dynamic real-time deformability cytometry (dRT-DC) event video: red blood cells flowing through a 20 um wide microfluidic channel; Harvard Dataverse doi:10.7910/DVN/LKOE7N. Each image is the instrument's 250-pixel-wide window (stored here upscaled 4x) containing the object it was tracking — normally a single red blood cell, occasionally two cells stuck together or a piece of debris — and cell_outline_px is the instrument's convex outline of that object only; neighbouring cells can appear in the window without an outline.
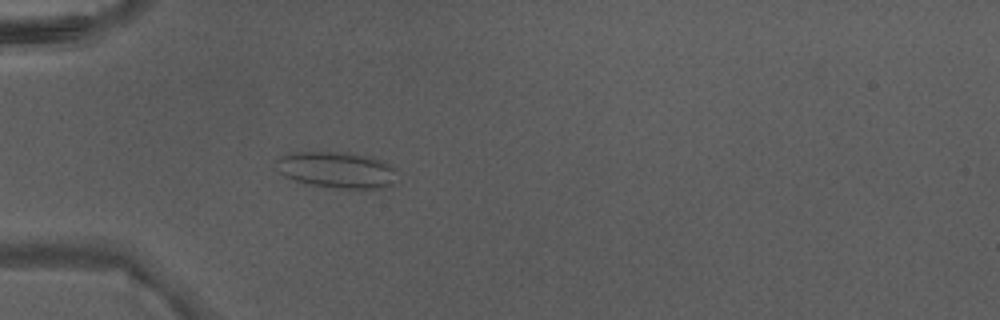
{"species": "Egyptian fruit bat (a non-hibernating species)", "species_latin": "Rousettus aegyptiacus", "temperature_condition": "warm", "stored_images_in_passage": 41, "camera_frame_rate_fps": 3000, "um_per_image_px": 0.085, "animal": {"sex": "male"}, "frame": {"image": 1, "passage_image": 15, "time_ms": 4.667, "image_size_px": [1000, 320], "cell_outline_px": [[396, 184], [384, 188], [360, 192], [312, 184], [296, 180], [284, 176], [280, 172], [276, 160], [280, 156], [296, 152], [348, 152], [372, 156], [392, 164], [396, 168]], "centroid_in_image_um": [28.78, 14.47], "position_along_channel_um": 56.2, "area_um2": 26.47}}
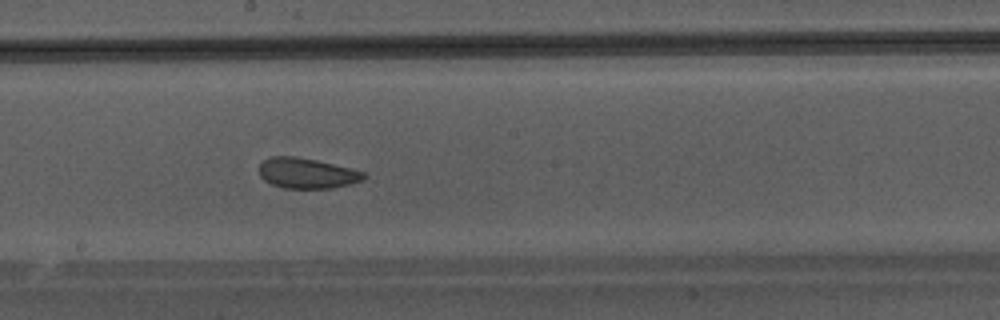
{"frame": {"image": 2, "passage_image": 27, "time_ms": 8.667, "image_size_px": [1000, 320], "cell_outline_px": [[368, 176], [364, 180], [332, 188], [284, 188], [272, 184], [264, 180], [260, 176], [260, 164], [264, 160], [272, 156], [296, 156], [316, 160], [352, 168], [364, 172]], "centroid_in_image_um": [26.11, 14.72], "position_along_channel_um": 222.1, "area_um2": 18.55}}
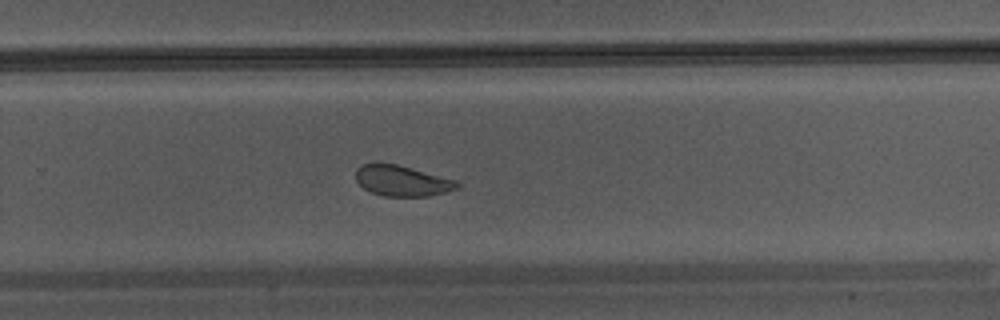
{"frame": {"image": 3, "passage_image": 32, "time_ms": 10.333, "image_size_px": [1000, 320], "cell_outline_px": [[460, 188], [448, 192], [428, 196], [384, 196], [372, 192], [364, 188], [356, 180], [356, 168], [360, 164], [376, 160], [396, 164], [412, 168], [456, 180], [460, 184]], "centroid_in_image_um": [34.15, 15.33], "position_along_channel_um": 295.7, "area_um2": 18.55}}